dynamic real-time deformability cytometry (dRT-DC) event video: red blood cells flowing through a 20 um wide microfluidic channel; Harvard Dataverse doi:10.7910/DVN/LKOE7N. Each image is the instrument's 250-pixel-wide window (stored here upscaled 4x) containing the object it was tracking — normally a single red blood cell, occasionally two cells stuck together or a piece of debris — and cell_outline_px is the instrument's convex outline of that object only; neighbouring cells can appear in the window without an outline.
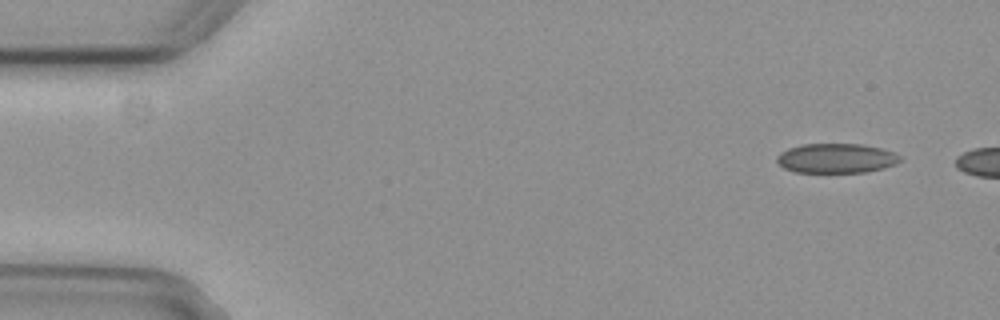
{"species": "common noctule bat (a hibernating species)", "species_latin": "Nyctalus noctula", "temperature_condition": "cold", "stored_images_in_passage": 5, "segment_of_instrument_passage": [2, 2], "camera_frame_rate_fps": 3000, "um_per_image_px": 0.085, "animal": {"sex": "female", "body_mass_g": 29.2, "forearm_length_mm": 56.3}, "frame": {"image": 1, "passage_image": 5, "time_ms": 1.333, "image_size_px": [1000, 320], "cell_outline_px": [[904, 160], [896, 164], [884, 168], [864, 172], [796, 172], [784, 168], [776, 160], [776, 156], [780, 152], [788, 148], [804, 144], [860, 144], [884, 148], [896, 152], [904, 156]], "centroid_in_image_um": [71.16, 13.44], "position_along_channel_um": 13.8, "area_um2": 21.56}}